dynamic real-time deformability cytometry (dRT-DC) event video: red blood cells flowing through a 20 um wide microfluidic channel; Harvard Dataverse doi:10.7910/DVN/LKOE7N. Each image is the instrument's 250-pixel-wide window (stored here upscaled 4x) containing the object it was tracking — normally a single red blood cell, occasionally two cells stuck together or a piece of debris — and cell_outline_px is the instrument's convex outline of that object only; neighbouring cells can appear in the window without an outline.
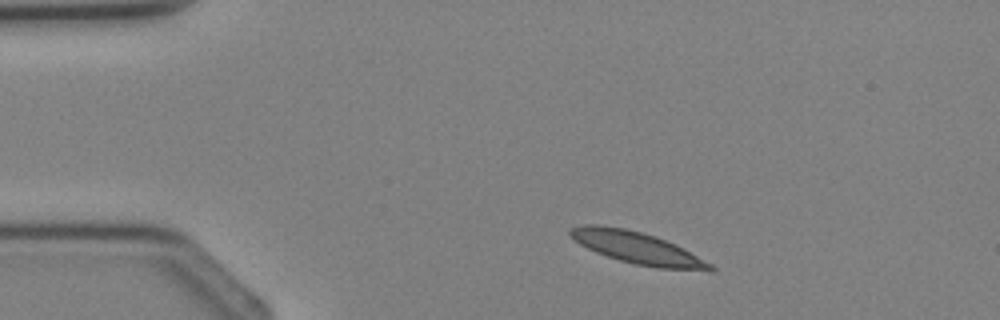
{"species": "Egyptian fruit bat (a non-hibernating species)", "species_latin": "Rousettus aegyptiacus", "temperature_condition": "cold", "stored_images_in_passage": 2, "camera_frame_rate_fps": 3000, "um_per_image_px": 0.085, "animal": {"sex": "female"}, "frame": {"image": 1, "passage_image": 1, "time_ms": 0.0, "image_size_px": [1000, 320], "cell_outline_px": [[716, 272], [708, 272], [656, 268], [636, 264], [620, 260], [596, 252], [580, 244], [568, 232], [568, 228], [584, 224], [600, 224], [624, 228], [656, 236], [712, 264], [716, 268]], "centroid_in_image_um": [54.18, 21.09], "position_along_channel_um": 30.8, "area_um2": 25.89}}